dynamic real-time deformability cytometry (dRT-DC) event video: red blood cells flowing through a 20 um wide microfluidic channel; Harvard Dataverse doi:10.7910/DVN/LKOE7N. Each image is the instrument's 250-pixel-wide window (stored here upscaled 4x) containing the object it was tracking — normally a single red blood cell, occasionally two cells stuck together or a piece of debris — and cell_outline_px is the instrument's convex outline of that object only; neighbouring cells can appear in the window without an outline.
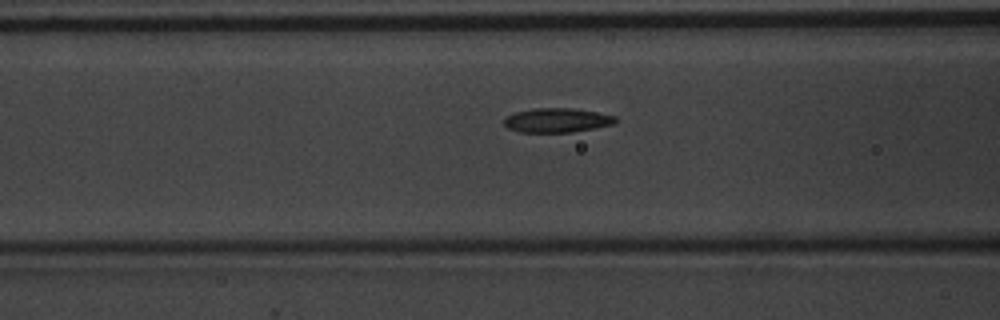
{"species": "common noctule bat (a hibernating species)", "species_latin": "Nyctalus noctula", "temperature_condition": "warm", "stored_images_in_passage": 13, "camera_frame_rate_fps": 3000, "um_per_image_px": 0.085, "animal": {"sex": "male", "body_mass_g": 20.1, "forearm_length_mm": 53.5}, "frame": {"image": 1, "passage_image": 11, "time_ms": 3.333, "image_size_px": [1000, 320], "cell_outline_px": [[620, 120], [616, 124], [572, 132], [520, 132], [508, 128], [504, 124], [504, 120], [508, 116], [516, 112], [532, 108], [572, 108], [596, 112], [616, 116]], "centroid_in_image_um": [47.4, 10.22], "position_along_channel_um": 119.2, "area_um2": 15.84}}